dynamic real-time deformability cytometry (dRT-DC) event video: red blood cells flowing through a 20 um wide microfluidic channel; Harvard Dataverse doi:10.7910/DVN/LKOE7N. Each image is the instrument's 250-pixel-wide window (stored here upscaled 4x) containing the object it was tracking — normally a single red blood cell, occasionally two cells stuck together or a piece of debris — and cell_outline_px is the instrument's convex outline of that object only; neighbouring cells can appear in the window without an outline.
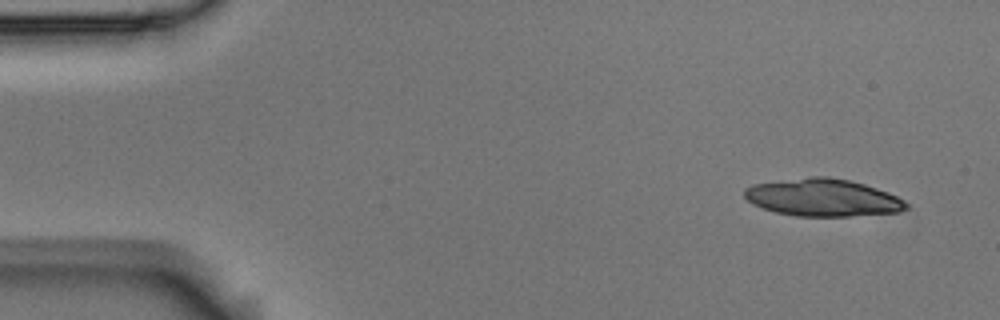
{"species": "Egyptian fruit bat (a non-hibernating species)", "species_latin": "Rousettus aegyptiacus", "temperature_condition": "room temperature", "stored_images_in_passage": 4, "camera_frame_rate_fps": 3000, "um_per_image_px": 0.085, "animal": {"sex": "male"}, "frame": {"image": 1, "passage_image": 1, "time_ms": 0.0, "image_size_px": [1000, 320], "cell_outline_px": [[908, 208], [900, 212], [848, 216], [796, 216], [776, 212], [752, 204], [744, 196], [744, 188], [752, 184], [812, 176], [828, 176], [848, 180], [864, 184], [888, 192], [904, 200], [908, 204]], "centroid_in_image_um": [69.94, 16.79], "position_along_channel_um": 15.1, "area_um2": 35.26}}